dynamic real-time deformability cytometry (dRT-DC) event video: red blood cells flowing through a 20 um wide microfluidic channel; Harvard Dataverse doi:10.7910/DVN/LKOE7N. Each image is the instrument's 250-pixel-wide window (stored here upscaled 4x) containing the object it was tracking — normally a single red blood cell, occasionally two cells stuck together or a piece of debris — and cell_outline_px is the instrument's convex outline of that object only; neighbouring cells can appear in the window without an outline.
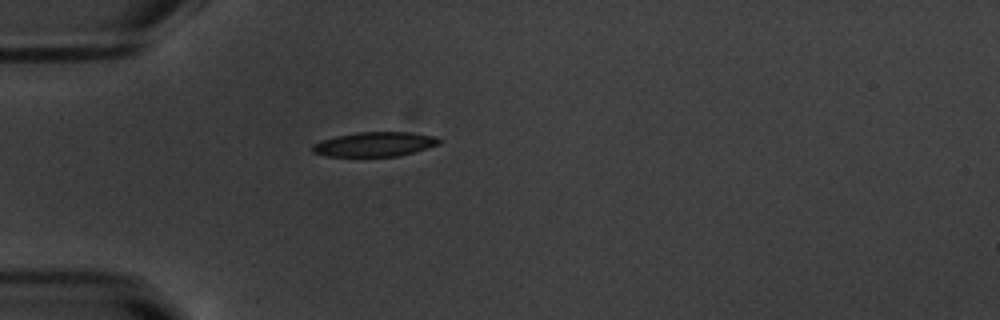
{"species": "common noctule bat (a hibernating species)", "species_latin": "Nyctalus noctula", "temperature_condition": "warm", "stored_images_in_passage": 39, "camera_frame_rate_fps": 3000, "um_per_image_px": 0.085, "animal": {"sex": "male", "body_mass_g": 20.1, "forearm_length_mm": 53.5}, "frame": {"image": 1, "passage_image": 1, "time_ms": 0.0, "image_size_px": [1000, 320], "cell_outline_px": [[440, 144], [412, 152], [396, 156], [324, 156], [312, 152], [312, 144], [320, 140], [336, 136], [360, 132], [408, 132], [436, 136], [440, 140]], "centroid_in_image_um": [31.8, 12.25], "position_along_channel_um": 53.2, "area_um2": 17.98}}
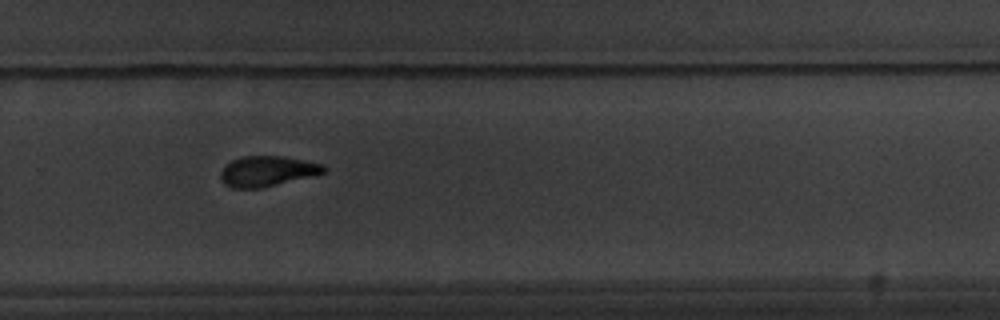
{"frame": {"image": 2, "passage_image": 22, "time_ms": 7.0, "image_size_px": [1000, 320], "cell_outline_px": [[328, 168], [324, 172], [260, 188], [232, 188], [224, 184], [220, 180], [220, 172], [232, 160], [240, 156], [284, 156], [324, 164]], "centroid_in_image_um": [22.68, 14.54], "position_along_channel_um": 307.1, "area_um2": 18.03}}
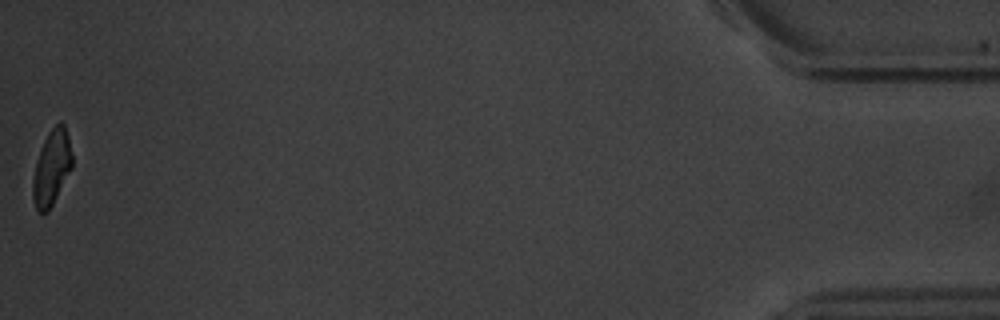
{"frame": {"image": 3, "passage_image": 39, "time_ms": 12.667, "image_size_px": [1000, 320], "cell_outline_px": [[72, 168], [48, 212], [40, 212], [36, 208], [32, 200], [32, 180], [36, 164], [44, 140], [48, 132], [60, 120], [64, 124], [68, 136], [72, 156]], "centroid_in_image_um": [4.39, 14.26], "position_along_channel_um": 430.8, "area_um2": 17.05}, "authors_computed_cell_mechanics": {"area_um2": 18.8428, "velocity_mm_per_s": 3.7801, "shape_relaxation_time_tau1_ms": 3.1982, "shape_relaxation_time_tau2_ms": 4.6649, "deformation_change_tau1": 0.1419, "deformation_change_tau2": 0.1204}}